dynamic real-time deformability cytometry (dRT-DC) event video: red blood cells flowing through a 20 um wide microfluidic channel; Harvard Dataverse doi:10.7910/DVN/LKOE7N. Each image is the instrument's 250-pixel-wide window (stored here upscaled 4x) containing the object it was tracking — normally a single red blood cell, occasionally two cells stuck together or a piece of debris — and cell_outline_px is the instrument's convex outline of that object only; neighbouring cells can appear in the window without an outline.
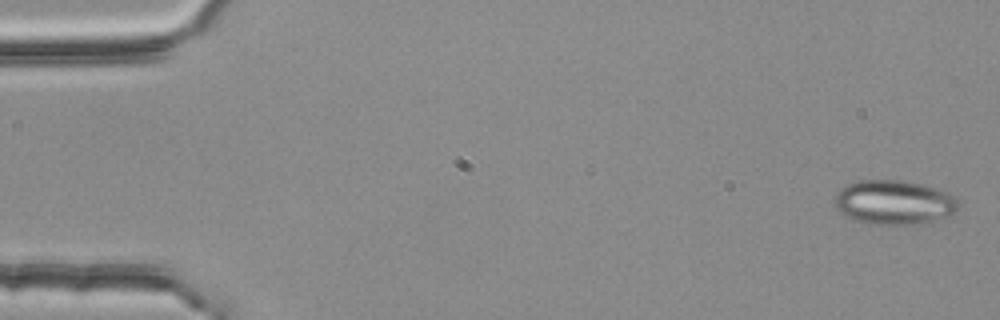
{"species": "common noctule bat (a hibernating species)", "species_latin": "Nyctalus noctula", "temperature_condition": "room temperature", "stored_images_in_passage": 4, "camera_frame_rate_fps": 3000, "um_per_image_px": 0.085, "animal": {"sex": "female", "body_mass_g": 25.1}, "frame": {"image": 1, "passage_image": 1, "time_ms": 0.0, "image_size_px": [1000, 320], "cell_outline_px": [[960, 204], [956, 212], [948, 216], [916, 224], [876, 224], [852, 220], [840, 212], [836, 208], [836, 192], [840, 188], [848, 184], [860, 180], [904, 180], [924, 184], [948, 192], [956, 196]], "centroid_in_image_um": [76.02, 17.18], "position_along_channel_um": 9.0, "area_um2": 32.14}}